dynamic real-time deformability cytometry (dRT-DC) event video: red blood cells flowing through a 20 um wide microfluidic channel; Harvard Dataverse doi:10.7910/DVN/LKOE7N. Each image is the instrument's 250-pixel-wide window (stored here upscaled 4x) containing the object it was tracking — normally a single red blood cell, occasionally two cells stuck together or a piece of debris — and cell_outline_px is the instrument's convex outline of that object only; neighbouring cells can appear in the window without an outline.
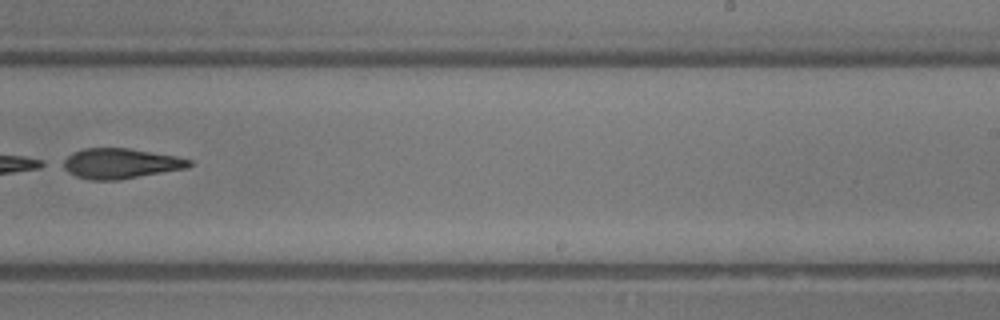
{"species": "common noctule bat (a hibernating species)", "species_latin": "Nyctalus noctula", "temperature_condition": "room temperature", "stored_images_in_passage": 39, "camera_frame_rate_fps": 3000, "um_per_image_px": 0.085, "animal": {"sex": "male", "body_mass_g": 13.3}, "frame": {"image": 1, "passage_image": 25, "time_ms": 8.0, "image_size_px": [1000, 320], "cell_outline_px": [[192, 164], [184, 168], [120, 180], [88, 180], [76, 176], [68, 172], [56, 164], [60, 160], [72, 152], [84, 148], [128, 148], [176, 156], [192, 160]], "centroid_in_image_um": [10.12, 13.89], "position_along_channel_um": 278.9, "area_um2": 22.48}}